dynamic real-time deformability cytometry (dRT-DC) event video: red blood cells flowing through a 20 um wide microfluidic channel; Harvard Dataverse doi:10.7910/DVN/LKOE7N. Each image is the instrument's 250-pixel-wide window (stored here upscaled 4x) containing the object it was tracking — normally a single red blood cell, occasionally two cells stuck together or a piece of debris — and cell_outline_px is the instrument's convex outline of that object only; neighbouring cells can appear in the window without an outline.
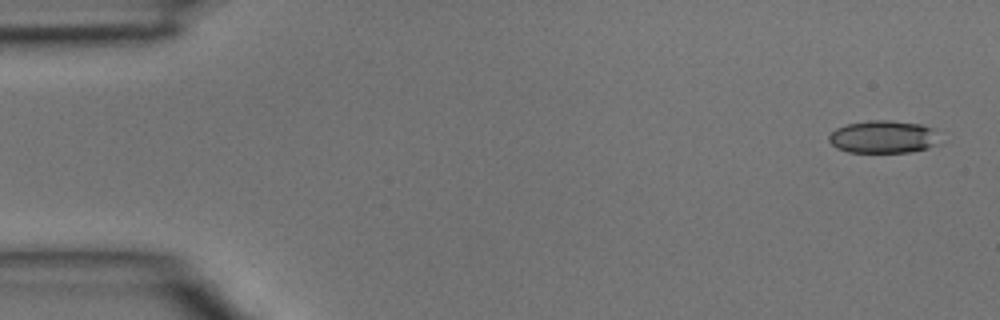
{"species": "common noctule bat (a hibernating species)", "species_latin": "Nyctalus noctula", "temperature_condition": "room temperature", "stored_images_in_passage": 4, "camera_frame_rate_fps": 3000, "um_per_image_px": 0.085, "animal": {"sex": "male", "body_mass_g": 15.6}, "frame": {"image": 1, "passage_image": 1, "time_ms": 0.0, "image_size_px": [1000, 320], "cell_outline_px": [[944, 144], [912, 152], [848, 152], [836, 148], [828, 140], [828, 136], [836, 128], [848, 124], [868, 120], [892, 120], [920, 124], [936, 128]], "centroid_in_image_um": [75.19, 11.63], "position_along_channel_um": 9.8, "area_um2": 21.73}}
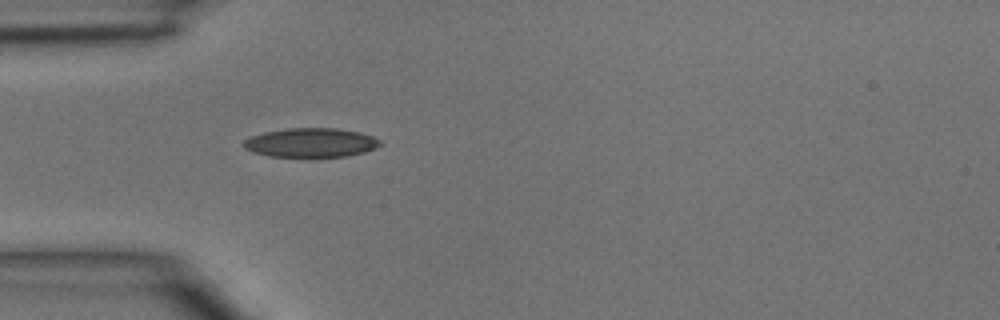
{"frame": {"image": 2, "passage_image": 4, "time_ms": 1.0, "image_size_px": [1000, 320], "cell_outline_px": [[384, 144], [376, 148], [364, 152], [348, 156], [316, 160], [268, 156], [252, 152], [244, 148], [244, 140], [252, 136], [264, 132], [288, 128], [336, 128], [360, 132], [372, 136], [380, 140]], "centroid_in_image_um": [26.45, 12.18], "position_along_channel_um": 58.5, "area_um2": 24.28}}